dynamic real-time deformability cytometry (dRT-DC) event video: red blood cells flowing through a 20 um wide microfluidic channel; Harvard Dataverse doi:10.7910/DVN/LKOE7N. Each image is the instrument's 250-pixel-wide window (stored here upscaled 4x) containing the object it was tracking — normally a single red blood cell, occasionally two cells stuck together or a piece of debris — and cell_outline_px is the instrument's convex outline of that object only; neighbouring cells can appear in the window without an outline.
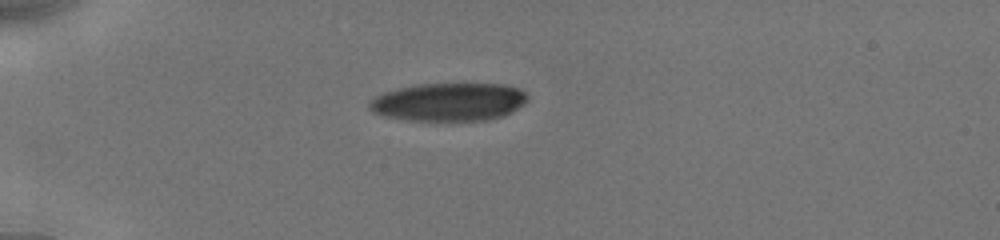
{"species": "human", "species_latin": "Homo sapiens", "temperature_condition": "cold", "stored_images_in_passage": 8, "camera_frame_rate_fps": 3000, "um_per_image_px": 0.085, "donor": {"sex": "male"}, "frame": {"image": 1, "passage_image": 1, "time_ms": 0.0, "image_size_px": [1000, 240], "cell_outline_px": [[528, 100], [524, 104], [512, 112], [488, 120], [408, 120], [384, 116], [372, 112], [368, 108], [368, 100], [384, 92], [400, 88], [420, 84], [500, 84], [520, 88], [528, 96]], "centroid_in_image_um": [38.14, 8.66], "position_along_channel_um": 46.9, "area_um2": 35.08}}